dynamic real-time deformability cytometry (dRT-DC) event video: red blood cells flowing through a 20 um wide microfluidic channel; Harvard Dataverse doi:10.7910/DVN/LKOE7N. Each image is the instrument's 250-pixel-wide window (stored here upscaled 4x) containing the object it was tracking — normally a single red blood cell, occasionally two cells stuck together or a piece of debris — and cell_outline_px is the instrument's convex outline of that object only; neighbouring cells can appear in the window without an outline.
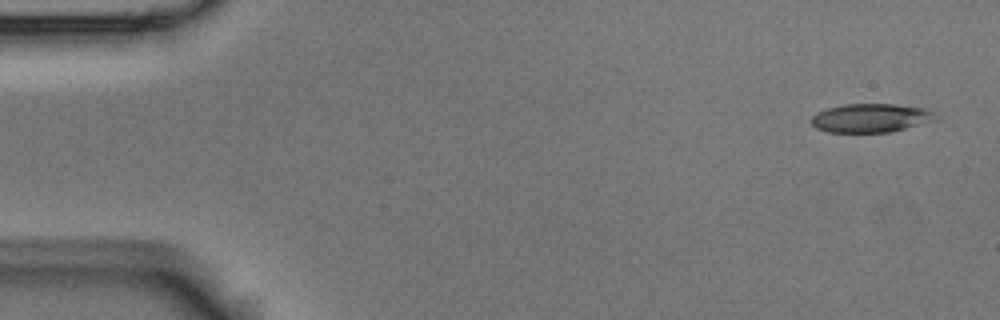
{"species": "Egyptian fruit bat (a non-hibernating species)", "species_latin": "Rousettus aegyptiacus", "temperature_condition": "room temperature", "stored_images_in_passage": 6, "camera_frame_rate_fps": 3000, "um_per_image_px": 0.085, "animal": {"sex": "male"}, "frame": {"image": 1, "passage_image": 1, "time_ms": 0.0, "image_size_px": [1000, 320], "cell_outline_px": [[940, 116], [932, 120], [892, 132], [828, 132], [816, 128], [808, 120], [812, 116], [828, 108], [844, 104], [892, 104], [928, 108]], "centroid_in_image_um": [74.02, 10.02], "position_along_channel_um": 11.0, "area_um2": 20.75}}
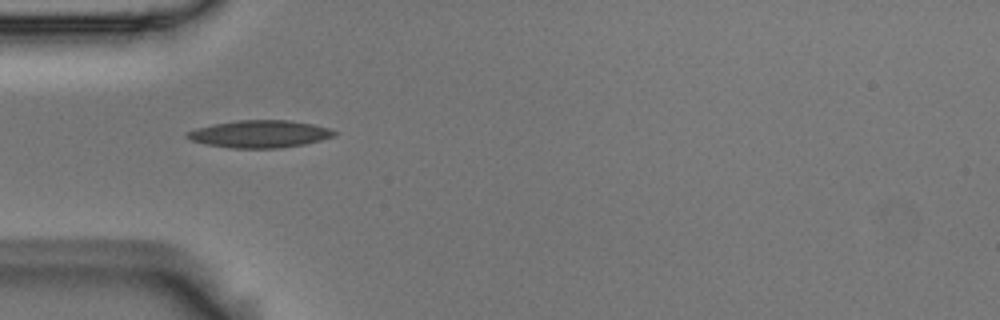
{"frame": {"image": 2, "passage_image": 5, "time_ms": 1.333, "image_size_px": [1000, 320], "cell_outline_px": [[340, 132], [336, 136], [304, 144], [280, 148], [232, 148], [204, 144], [192, 140], [184, 136], [184, 132], [196, 128], [212, 124], [236, 120], [288, 120], [312, 124], [328, 128]], "centroid_in_image_um": [22.06, 11.38], "position_along_channel_um": 62.9, "area_um2": 23.64}}
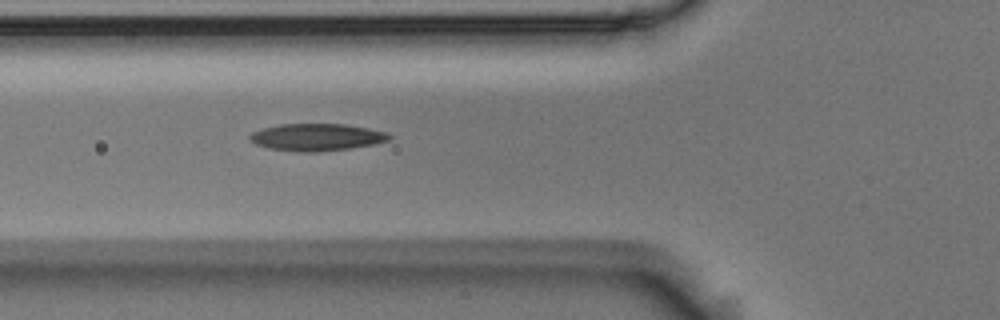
{"frame": {"image": 3, "passage_image": 6, "time_ms": 1.667, "image_size_px": [1000, 320], "cell_outline_px": [[392, 136], [388, 140], [376, 144], [352, 148], [316, 152], [300, 152], [268, 148], [256, 144], [248, 136], [252, 132], [260, 128], [280, 124], [344, 124], [368, 128], [388, 132]], "centroid_in_image_um": [26.93, 11.66], "position_along_channel_um": 98.9, "area_um2": 22.2}}